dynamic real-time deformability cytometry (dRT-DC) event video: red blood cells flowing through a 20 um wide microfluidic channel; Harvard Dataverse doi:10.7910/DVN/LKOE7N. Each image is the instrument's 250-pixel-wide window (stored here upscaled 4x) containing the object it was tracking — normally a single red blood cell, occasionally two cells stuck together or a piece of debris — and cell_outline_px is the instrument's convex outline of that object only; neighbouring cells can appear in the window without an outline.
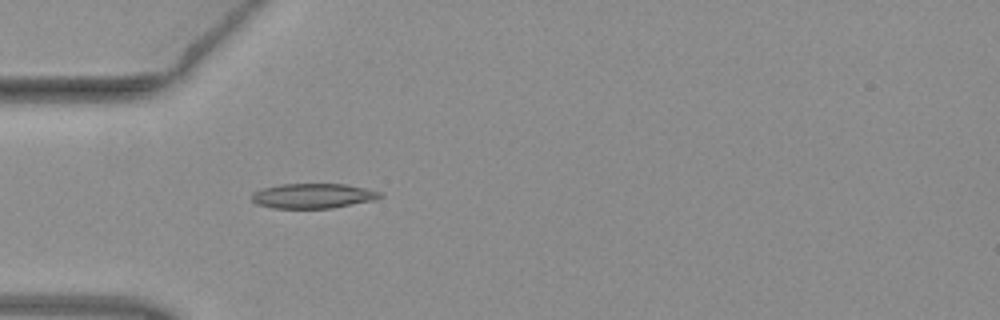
{"species": "common noctule bat (a hibernating species)", "species_latin": "Nyctalus noctula", "temperature_condition": "warm", "stored_images_in_passage": 37, "camera_frame_rate_fps": 3000, "um_per_image_px": 0.085, "animal": {"sex": "female", "body_mass_g": 19.3, "forearm_length_mm": 54.1}, "frame": {"image": 1, "passage_image": 1, "time_ms": 0.0, "image_size_px": [1000, 320], "cell_outline_px": [[384, 196], [376, 200], [332, 208], [272, 208], [256, 204], [252, 200], [252, 192], [260, 188], [280, 184], [344, 184], [364, 188], [380, 192]], "centroid_in_image_um": [26.58, 16.65], "position_along_channel_um": 58.4, "area_um2": 18.73}}
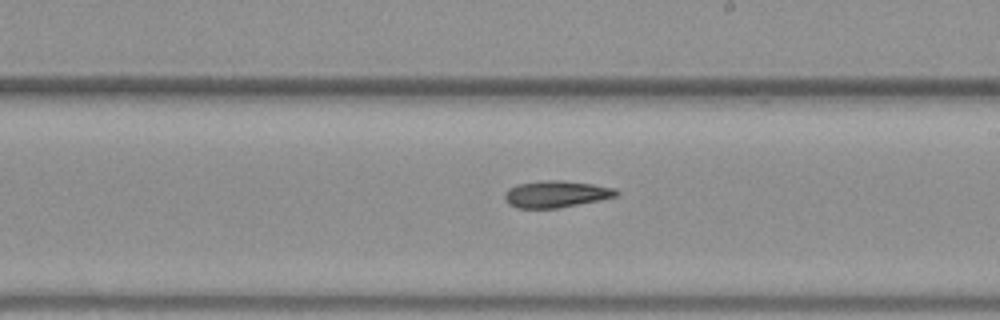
{"frame": {"image": 2, "passage_image": 15, "time_ms": 4.667, "image_size_px": [1000, 320], "cell_outline_px": [[620, 192], [616, 196], [600, 200], [556, 208], [516, 208], [508, 204], [504, 200], [504, 192], [508, 188], [516, 184], [540, 180], [560, 180], [592, 184], [616, 188]], "centroid_in_image_um": [47.22, 16.49], "position_along_channel_um": 241.8, "area_um2": 17.57}}
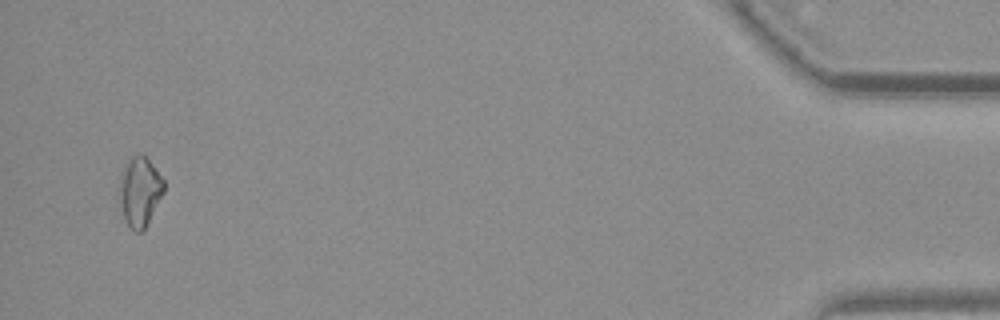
{"frame": {"image": 3, "passage_image": 35, "time_ms": 11.333, "image_size_px": [1000, 320], "cell_outline_px": [[164, 192], [144, 228], [140, 232], [136, 232], [124, 220], [120, 204], [120, 188], [124, 172], [128, 160], [136, 152], [140, 152], [156, 168], [164, 180]], "centroid_in_image_um": [11.91, 16.27], "position_along_channel_um": 423.3, "area_um2": 17.46}, "authors_computed_cell_mechanics": {"area_um2": 17.2822, "velocity_mm_per_s": 3.9994, "shape_relaxation_time_tau1_ms": 7.2476, "shape_relaxation_time_tau2_ms": null, "deformation_change_tau1": 0.1545, "deformation_change_tau2": null}}